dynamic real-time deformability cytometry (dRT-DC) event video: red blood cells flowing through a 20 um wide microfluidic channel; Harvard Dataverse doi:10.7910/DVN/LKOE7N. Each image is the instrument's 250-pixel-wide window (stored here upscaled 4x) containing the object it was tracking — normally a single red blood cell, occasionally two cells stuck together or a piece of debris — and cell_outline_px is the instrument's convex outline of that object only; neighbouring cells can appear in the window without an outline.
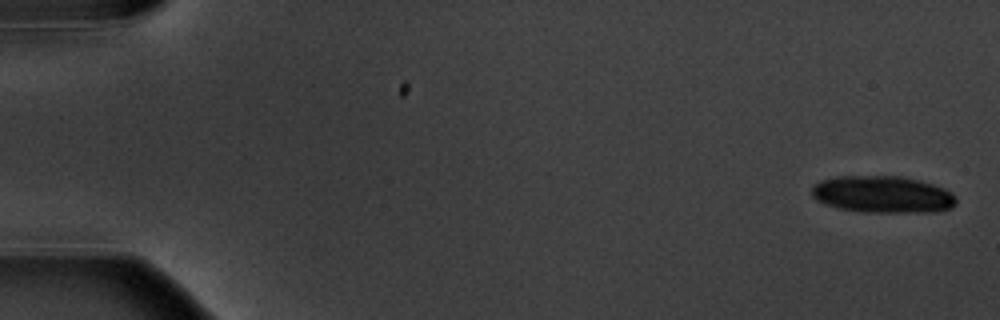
{"species": "common noctule bat (a hibernating species)", "species_latin": "Nyctalus noctula", "temperature_condition": "warm", "stored_images_in_passage": 6, "camera_frame_rate_fps": 3000, "um_per_image_px": 0.085, "animal": {"sex": "male", "body_mass_g": 20.1, "forearm_length_mm": 53.5}, "frame": {"image": 1, "passage_image": 1, "time_ms": 0.0, "image_size_px": [1000, 320], "cell_outline_px": [[956, 204], [952, 208], [936, 212], [860, 212], [836, 208], [824, 204], [816, 200], [812, 196], [812, 184], [820, 180], [836, 176], [900, 176], [932, 184], [944, 188], [952, 192], [956, 196]], "centroid_in_image_um": [75.0, 16.53], "position_along_channel_um": 10.0, "area_um2": 31.5}}